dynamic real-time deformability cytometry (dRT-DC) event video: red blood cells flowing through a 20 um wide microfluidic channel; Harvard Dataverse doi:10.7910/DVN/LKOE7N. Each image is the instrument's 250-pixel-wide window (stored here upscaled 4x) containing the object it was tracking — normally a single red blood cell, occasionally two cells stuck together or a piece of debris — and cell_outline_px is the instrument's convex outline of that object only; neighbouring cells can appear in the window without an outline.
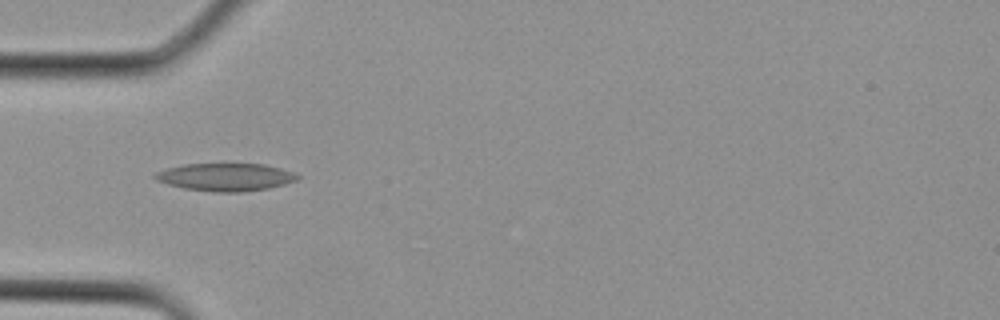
{"species": "Egyptian fruit bat (a non-hibernating species)", "species_latin": "Rousettus aegyptiacus", "temperature_condition": "cold", "stored_images_in_passage": 1, "camera_frame_rate_fps": 3000, "um_per_image_px": 0.085, "animal": {"sex": "female"}, "frame": {"image": 1, "passage_image": 1, "time_ms": 0.0, "image_size_px": [1000, 320], "cell_outline_px": [[300, 180], [268, 188], [240, 192], [216, 192], [184, 188], [168, 184], [156, 180], [152, 176], [156, 172], [168, 168], [184, 164], [264, 164], [296, 172], [300, 176]], "centroid_in_image_um": [19.21, 15.05], "position_along_channel_um": 65.8, "area_um2": 23.0}}